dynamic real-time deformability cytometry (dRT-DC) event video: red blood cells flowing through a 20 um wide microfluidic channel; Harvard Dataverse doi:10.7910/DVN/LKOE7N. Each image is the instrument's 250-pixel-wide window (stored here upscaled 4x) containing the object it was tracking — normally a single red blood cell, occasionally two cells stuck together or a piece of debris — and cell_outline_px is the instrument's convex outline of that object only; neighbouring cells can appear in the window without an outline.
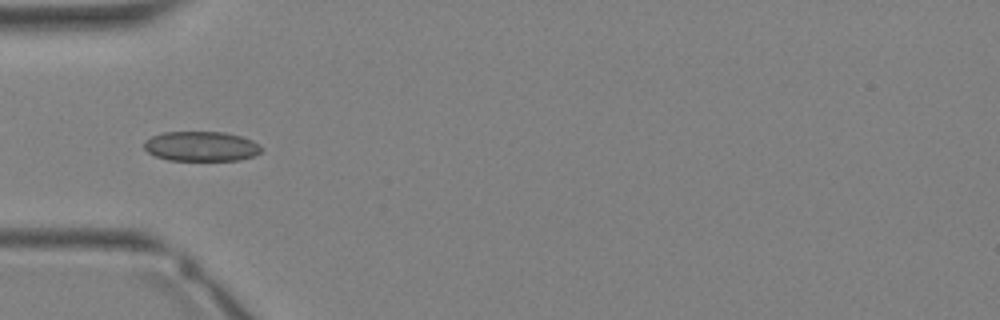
{"species": "Egyptian fruit bat (a non-hibernating species)", "species_latin": "Rousettus aegyptiacus", "temperature_condition": "warm", "stored_images_in_passage": 32, "camera_frame_rate_fps": 3000, "um_per_image_px": 0.085, "animal": {"sex": "female"}, "frame": {"image": 1, "passage_image": 9, "time_ms": 2.667, "image_size_px": [1000, 320], "cell_outline_px": [[264, 148], [256, 156], [240, 160], [168, 160], [156, 156], [148, 152], [144, 148], [144, 140], [152, 136], [164, 132], [224, 132], [240, 136], [252, 140], [260, 144]], "centroid_in_image_um": [17.14, 12.44], "position_along_channel_um": 67.9, "area_um2": 20.52}}
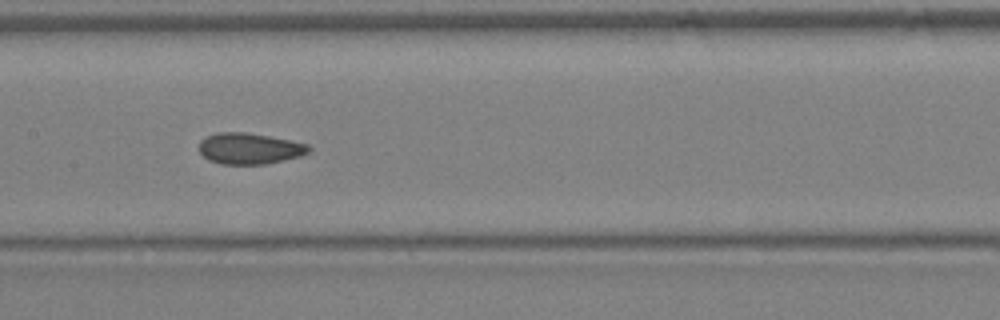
{"frame": {"image": 2, "passage_image": 15, "time_ms": 4.667, "image_size_px": [1000, 320], "cell_outline_px": [[312, 152], [300, 156], [284, 160], [264, 164], [220, 164], [208, 160], [200, 152], [200, 140], [204, 136], [216, 132], [248, 132], [292, 140], [308, 144], [312, 148]], "centroid_in_image_um": [21.23, 12.61], "position_along_channel_um": 186.2, "area_um2": 20.23}}
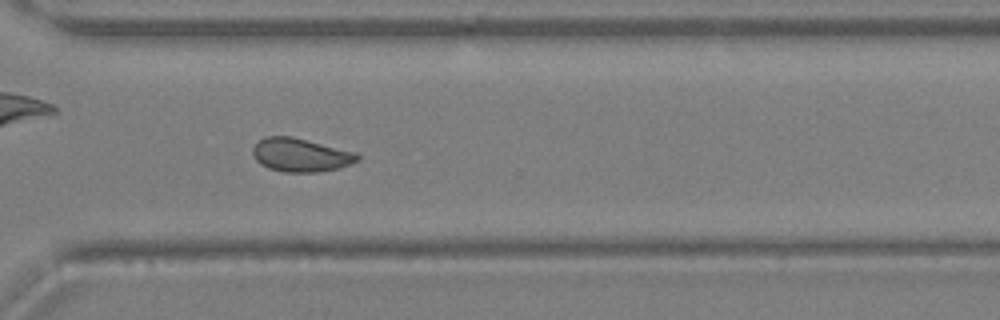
{"frame": {"image": 3, "passage_image": 23, "time_ms": 7.333, "image_size_px": [1000, 320], "cell_outline_px": [[360, 160], [340, 168], [316, 172], [284, 172], [268, 168], [260, 164], [256, 160], [252, 152], [252, 148], [264, 136], [292, 136], [356, 152], [360, 156]], "centroid_in_image_um": [25.56, 13.17], "position_along_channel_um": 345.0, "area_um2": 20.52}}